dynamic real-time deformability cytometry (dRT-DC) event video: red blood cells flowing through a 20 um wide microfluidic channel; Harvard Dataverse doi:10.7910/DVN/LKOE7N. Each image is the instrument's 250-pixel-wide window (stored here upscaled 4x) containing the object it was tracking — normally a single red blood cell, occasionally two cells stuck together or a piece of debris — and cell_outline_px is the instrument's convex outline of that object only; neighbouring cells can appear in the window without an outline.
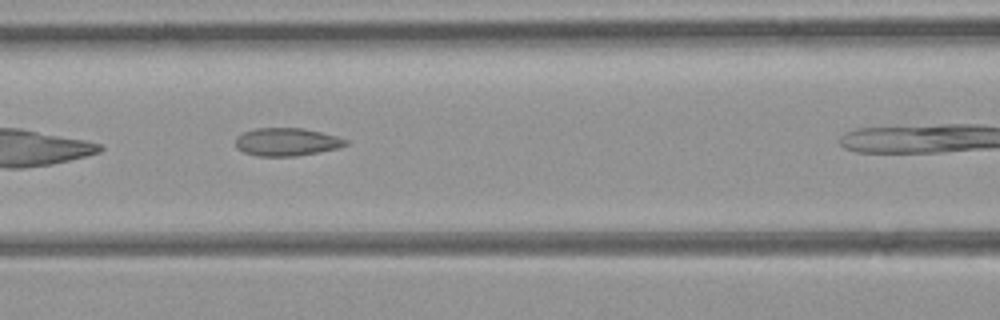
{"species": "common noctule bat (a hibernating species)", "species_latin": "Nyctalus noctula", "temperature_condition": "room temperature", "stored_images_in_passage": 9, "camera_frame_rate_fps": 3000, "um_per_image_px": 0.085, "animal": {"sex": "female", "body_mass_g": 21.9}, "frame": {"image": 1, "passage_image": 6, "time_ms": 1.667, "image_size_px": [1000, 320], "cell_outline_px": [[348, 144], [336, 148], [296, 156], [256, 156], [244, 152], [236, 148], [236, 136], [244, 132], [256, 128], [300, 128], [320, 132], [336, 136], [348, 140]], "centroid_in_image_um": [24.33, 12.06], "position_along_channel_um": 142.3, "area_um2": 17.74}}